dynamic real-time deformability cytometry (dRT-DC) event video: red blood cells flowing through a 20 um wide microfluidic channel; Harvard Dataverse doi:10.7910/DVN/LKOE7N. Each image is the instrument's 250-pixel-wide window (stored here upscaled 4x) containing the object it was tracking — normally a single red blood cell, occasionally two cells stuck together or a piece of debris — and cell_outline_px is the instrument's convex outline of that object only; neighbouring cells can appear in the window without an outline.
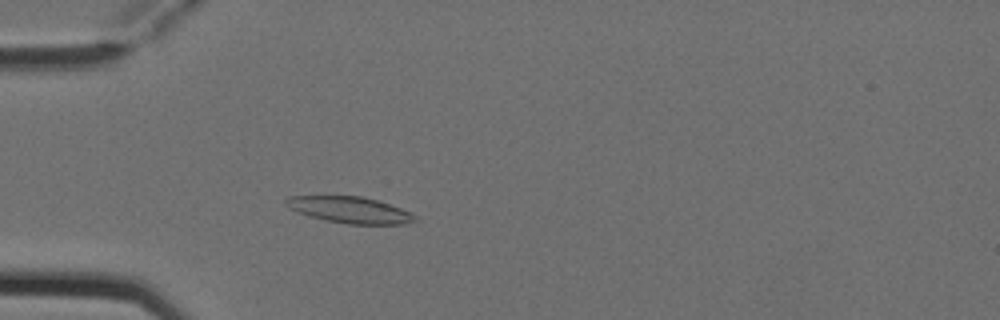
{"species": "Egyptian fruit bat (a non-hibernating species)", "species_latin": "Rousettus aegyptiacus", "temperature_condition": "cold", "stored_images_in_passage": 2, "camera_frame_rate_fps": 3000, "um_per_image_px": 0.085, "animal": {"sex": "female"}, "frame": {"image": 1, "passage_image": 2, "time_ms": 0.333, "image_size_px": [1000, 320], "cell_outline_px": [[420, 220], [404, 224], [348, 224], [308, 216], [288, 208], [284, 204], [284, 200], [288, 196], [360, 196], [376, 200], [412, 212]], "centroid_in_image_um": [29.74, 17.84], "position_along_channel_um": 55.3, "area_um2": 19.83}}